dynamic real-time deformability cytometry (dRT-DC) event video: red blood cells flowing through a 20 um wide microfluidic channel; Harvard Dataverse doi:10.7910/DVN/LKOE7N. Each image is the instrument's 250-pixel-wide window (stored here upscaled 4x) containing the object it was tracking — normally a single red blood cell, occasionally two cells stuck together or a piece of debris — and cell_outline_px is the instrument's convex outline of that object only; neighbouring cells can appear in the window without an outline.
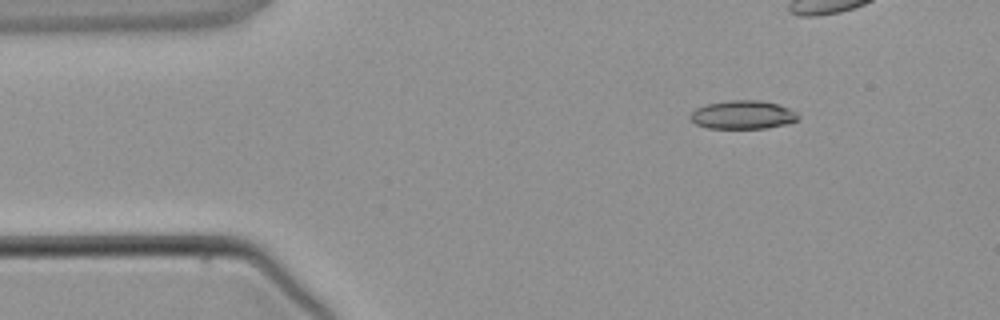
{"species": "common noctule bat (a hibernating species)", "species_latin": "Nyctalus noctula", "temperature_condition": "warm", "stored_images_in_passage": 4, "camera_frame_rate_fps": 3000, "um_per_image_px": 0.085, "animal": {"sex": "male", "body_mass_g": 21.5, "forearm_length_mm": 52.0}, "frame": {"image": 1, "passage_image": 1, "time_ms": 0.0, "image_size_px": [1000, 320], "cell_outline_px": [[800, 116], [796, 120], [784, 124], [768, 128], [708, 128], [696, 124], [688, 116], [696, 108], [708, 104], [732, 100], [760, 100], [776, 104], [788, 108], [796, 112]], "centroid_in_image_um": [63.13, 9.76], "position_along_channel_um": 21.9, "area_um2": 17.69}}
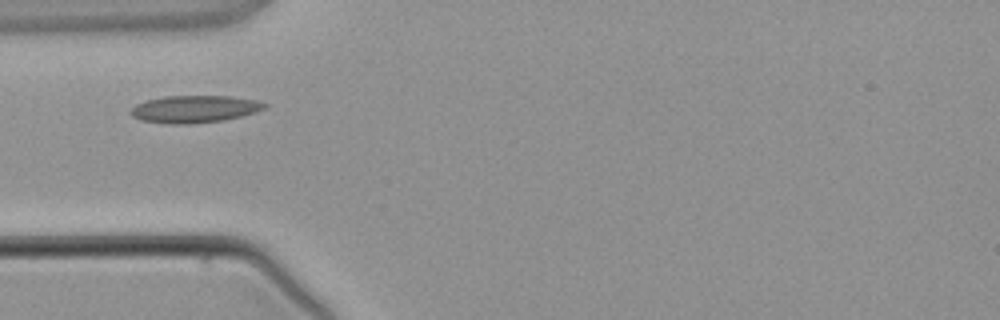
{"frame": {"image": 2, "passage_image": 3, "time_ms": 3.333, "image_size_px": [1000, 320], "cell_outline_px": [[268, 104], [264, 108], [256, 112], [224, 120], [188, 124], [168, 124], [140, 120], [132, 116], [128, 112], [136, 104], [144, 100], [164, 96], [232, 96], [256, 100]], "centroid_in_image_um": [16.49, 9.27], "position_along_channel_um": 68.5, "area_um2": 21.39}}
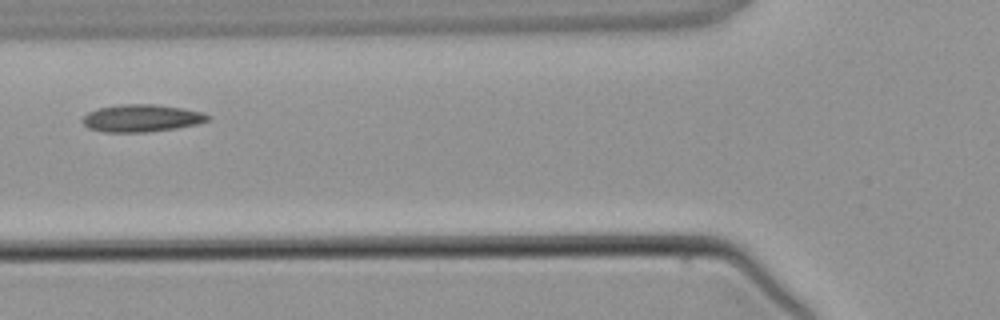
{"frame": {"image": 3, "passage_image": 4, "time_ms": 4.333, "image_size_px": [1000, 320], "cell_outline_px": [[212, 116], [208, 120], [196, 124], [176, 128], [148, 132], [104, 132], [88, 128], [80, 120], [88, 112], [96, 108], [120, 104], [156, 104], [184, 108], [204, 112]], "centroid_in_image_um": [12.03, 10.03], "position_along_channel_um": 113.8, "area_um2": 20.23}}